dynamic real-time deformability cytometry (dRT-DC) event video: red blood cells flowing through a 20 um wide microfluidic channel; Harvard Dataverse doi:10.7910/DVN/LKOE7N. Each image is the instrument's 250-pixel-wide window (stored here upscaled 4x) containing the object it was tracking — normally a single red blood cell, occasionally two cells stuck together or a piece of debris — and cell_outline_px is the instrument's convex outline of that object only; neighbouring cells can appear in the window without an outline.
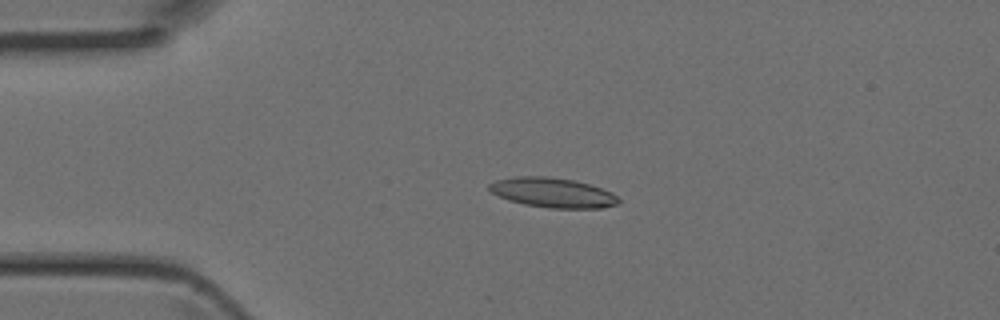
{"species": "Egyptian fruit bat (a non-hibernating species)", "species_latin": "Rousettus aegyptiacus", "temperature_condition": "room temperature", "stored_images_in_passage": 5, "camera_frame_rate_fps": 3000, "um_per_image_px": 0.085, "animal": {"sex": "female"}, "frame": {"image": 1, "passage_image": 3, "time_ms": 0.667, "image_size_px": [1000, 320], "cell_outline_px": [[620, 204], [600, 208], [548, 208], [524, 204], [508, 200], [492, 192], [488, 188], [488, 184], [496, 180], [516, 176], [548, 176], [576, 180], [612, 192], [620, 200]], "centroid_in_image_um": [46.99, 16.37], "position_along_channel_um": 38.0, "area_um2": 22.48}}